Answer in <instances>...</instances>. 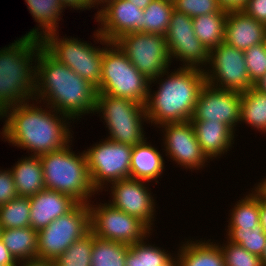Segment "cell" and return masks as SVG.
<instances>
[{
	"instance_id": "1",
	"label": "cell",
	"mask_w": 266,
	"mask_h": 266,
	"mask_svg": "<svg viewBox=\"0 0 266 266\" xmlns=\"http://www.w3.org/2000/svg\"><path fill=\"white\" fill-rule=\"evenodd\" d=\"M34 101L9 107L0 115V120L5 121L0 133L4 141L27 149L32 156L59 150L73 141L71 119L46 104V108H42L43 104Z\"/></svg>"
},
{
	"instance_id": "2",
	"label": "cell",
	"mask_w": 266,
	"mask_h": 266,
	"mask_svg": "<svg viewBox=\"0 0 266 266\" xmlns=\"http://www.w3.org/2000/svg\"><path fill=\"white\" fill-rule=\"evenodd\" d=\"M97 94L95 85L41 49L36 61V102L46 103L74 121L95 113Z\"/></svg>"
},
{
	"instance_id": "3",
	"label": "cell",
	"mask_w": 266,
	"mask_h": 266,
	"mask_svg": "<svg viewBox=\"0 0 266 266\" xmlns=\"http://www.w3.org/2000/svg\"><path fill=\"white\" fill-rule=\"evenodd\" d=\"M169 70L150 81V85L157 83L159 86L156 91L149 88L145 111L149 124L151 122L156 128L191 120L200 91L206 84L201 69L179 67L172 72Z\"/></svg>"
},
{
	"instance_id": "4",
	"label": "cell",
	"mask_w": 266,
	"mask_h": 266,
	"mask_svg": "<svg viewBox=\"0 0 266 266\" xmlns=\"http://www.w3.org/2000/svg\"><path fill=\"white\" fill-rule=\"evenodd\" d=\"M42 48L41 40L24 35L0 50V115L34 100L36 61Z\"/></svg>"
},
{
	"instance_id": "5",
	"label": "cell",
	"mask_w": 266,
	"mask_h": 266,
	"mask_svg": "<svg viewBox=\"0 0 266 266\" xmlns=\"http://www.w3.org/2000/svg\"><path fill=\"white\" fill-rule=\"evenodd\" d=\"M71 145L72 141L59 150L39 156L44 186L69 195L78 203L88 204L98 192L91 181L85 152L76 154Z\"/></svg>"
},
{
	"instance_id": "6",
	"label": "cell",
	"mask_w": 266,
	"mask_h": 266,
	"mask_svg": "<svg viewBox=\"0 0 266 266\" xmlns=\"http://www.w3.org/2000/svg\"><path fill=\"white\" fill-rule=\"evenodd\" d=\"M93 35L97 43L105 47L92 46L94 44L75 37L59 38V31L47 34L41 41L43 48L58 62L98 87L102 77L103 52L111 42L104 39L97 29Z\"/></svg>"
},
{
	"instance_id": "7",
	"label": "cell",
	"mask_w": 266,
	"mask_h": 266,
	"mask_svg": "<svg viewBox=\"0 0 266 266\" xmlns=\"http://www.w3.org/2000/svg\"><path fill=\"white\" fill-rule=\"evenodd\" d=\"M150 87V80L134 67L114 42L104 49L98 94L127 98L145 105Z\"/></svg>"
},
{
	"instance_id": "8",
	"label": "cell",
	"mask_w": 266,
	"mask_h": 266,
	"mask_svg": "<svg viewBox=\"0 0 266 266\" xmlns=\"http://www.w3.org/2000/svg\"><path fill=\"white\" fill-rule=\"evenodd\" d=\"M95 112L106 124L107 139L135 146L147 138L143 127L144 122L148 123L145 105L127 98L97 94Z\"/></svg>"
},
{
	"instance_id": "9",
	"label": "cell",
	"mask_w": 266,
	"mask_h": 266,
	"mask_svg": "<svg viewBox=\"0 0 266 266\" xmlns=\"http://www.w3.org/2000/svg\"><path fill=\"white\" fill-rule=\"evenodd\" d=\"M89 231V206L78 203L70 212L38 231L37 258L54 261Z\"/></svg>"
},
{
	"instance_id": "10",
	"label": "cell",
	"mask_w": 266,
	"mask_h": 266,
	"mask_svg": "<svg viewBox=\"0 0 266 266\" xmlns=\"http://www.w3.org/2000/svg\"><path fill=\"white\" fill-rule=\"evenodd\" d=\"M94 144L84 152L93 187L98 193L103 189L108 191V185L113 182L130 178L133 146L116 143L106 137Z\"/></svg>"
},
{
	"instance_id": "11",
	"label": "cell",
	"mask_w": 266,
	"mask_h": 266,
	"mask_svg": "<svg viewBox=\"0 0 266 266\" xmlns=\"http://www.w3.org/2000/svg\"><path fill=\"white\" fill-rule=\"evenodd\" d=\"M91 202L88 203L90 231L94 236L130 246L146 240L153 233L140 219L116 209L109 202L95 205L94 201Z\"/></svg>"
},
{
	"instance_id": "12",
	"label": "cell",
	"mask_w": 266,
	"mask_h": 266,
	"mask_svg": "<svg viewBox=\"0 0 266 266\" xmlns=\"http://www.w3.org/2000/svg\"><path fill=\"white\" fill-rule=\"evenodd\" d=\"M114 43L150 81L171 68L166 38L162 34L132 32L122 35Z\"/></svg>"
},
{
	"instance_id": "13",
	"label": "cell",
	"mask_w": 266,
	"mask_h": 266,
	"mask_svg": "<svg viewBox=\"0 0 266 266\" xmlns=\"http://www.w3.org/2000/svg\"><path fill=\"white\" fill-rule=\"evenodd\" d=\"M203 72L206 83L215 88L243 93L254 86L247 72L244 51L224 41L209 51L208 65Z\"/></svg>"
},
{
	"instance_id": "14",
	"label": "cell",
	"mask_w": 266,
	"mask_h": 266,
	"mask_svg": "<svg viewBox=\"0 0 266 266\" xmlns=\"http://www.w3.org/2000/svg\"><path fill=\"white\" fill-rule=\"evenodd\" d=\"M165 38L171 62L174 59L182 62L180 67L206 69L209 51L195 35L191 17L173 10Z\"/></svg>"
},
{
	"instance_id": "15",
	"label": "cell",
	"mask_w": 266,
	"mask_h": 266,
	"mask_svg": "<svg viewBox=\"0 0 266 266\" xmlns=\"http://www.w3.org/2000/svg\"><path fill=\"white\" fill-rule=\"evenodd\" d=\"M163 133L162 152L185 169L200 170L210 163V159L197 141L192 122L166 123L158 127ZM209 160V161H208ZM207 163V164H206Z\"/></svg>"
},
{
	"instance_id": "16",
	"label": "cell",
	"mask_w": 266,
	"mask_h": 266,
	"mask_svg": "<svg viewBox=\"0 0 266 266\" xmlns=\"http://www.w3.org/2000/svg\"><path fill=\"white\" fill-rule=\"evenodd\" d=\"M149 182L125 178L113 182L110 187V199L108 202L116 209L137 217L144 222L152 231L156 209V200L151 193Z\"/></svg>"
},
{
	"instance_id": "17",
	"label": "cell",
	"mask_w": 266,
	"mask_h": 266,
	"mask_svg": "<svg viewBox=\"0 0 266 266\" xmlns=\"http://www.w3.org/2000/svg\"><path fill=\"white\" fill-rule=\"evenodd\" d=\"M241 93L215 88L206 83L198 96L190 121H213L228 125L234 132L240 123Z\"/></svg>"
},
{
	"instance_id": "18",
	"label": "cell",
	"mask_w": 266,
	"mask_h": 266,
	"mask_svg": "<svg viewBox=\"0 0 266 266\" xmlns=\"http://www.w3.org/2000/svg\"><path fill=\"white\" fill-rule=\"evenodd\" d=\"M95 20L100 27L99 34L114 42L124 34L143 31V10L126 0H113L97 11Z\"/></svg>"
},
{
	"instance_id": "19",
	"label": "cell",
	"mask_w": 266,
	"mask_h": 266,
	"mask_svg": "<svg viewBox=\"0 0 266 266\" xmlns=\"http://www.w3.org/2000/svg\"><path fill=\"white\" fill-rule=\"evenodd\" d=\"M30 226L39 231L53 220L70 212L78 202L69 195L44 189L29 197Z\"/></svg>"
},
{
	"instance_id": "20",
	"label": "cell",
	"mask_w": 266,
	"mask_h": 266,
	"mask_svg": "<svg viewBox=\"0 0 266 266\" xmlns=\"http://www.w3.org/2000/svg\"><path fill=\"white\" fill-rule=\"evenodd\" d=\"M266 38V25L248 16L243 10L227 12L224 42L245 51Z\"/></svg>"
},
{
	"instance_id": "21",
	"label": "cell",
	"mask_w": 266,
	"mask_h": 266,
	"mask_svg": "<svg viewBox=\"0 0 266 266\" xmlns=\"http://www.w3.org/2000/svg\"><path fill=\"white\" fill-rule=\"evenodd\" d=\"M191 122L201 149L211 161L231 150L236 133L228 125L204 120Z\"/></svg>"
},
{
	"instance_id": "22",
	"label": "cell",
	"mask_w": 266,
	"mask_h": 266,
	"mask_svg": "<svg viewBox=\"0 0 266 266\" xmlns=\"http://www.w3.org/2000/svg\"><path fill=\"white\" fill-rule=\"evenodd\" d=\"M158 149L152 146L147 138L133 146L131 153L130 178L146 181L158 182V177L165 170V160Z\"/></svg>"
},
{
	"instance_id": "23",
	"label": "cell",
	"mask_w": 266,
	"mask_h": 266,
	"mask_svg": "<svg viewBox=\"0 0 266 266\" xmlns=\"http://www.w3.org/2000/svg\"><path fill=\"white\" fill-rule=\"evenodd\" d=\"M177 251L181 266H225L222 251L217 243L211 239H185Z\"/></svg>"
},
{
	"instance_id": "24",
	"label": "cell",
	"mask_w": 266,
	"mask_h": 266,
	"mask_svg": "<svg viewBox=\"0 0 266 266\" xmlns=\"http://www.w3.org/2000/svg\"><path fill=\"white\" fill-rule=\"evenodd\" d=\"M18 197H31L45 189L39 156H26L10 168Z\"/></svg>"
},
{
	"instance_id": "25",
	"label": "cell",
	"mask_w": 266,
	"mask_h": 266,
	"mask_svg": "<svg viewBox=\"0 0 266 266\" xmlns=\"http://www.w3.org/2000/svg\"><path fill=\"white\" fill-rule=\"evenodd\" d=\"M27 8L37 22L25 36L42 40L47 34L57 32L59 22L65 7L60 0H25ZM40 30V31H39Z\"/></svg>"
},
{
	"instance_id": "26",
	"label": "cell",
	"mask_w": 266,
	"mask_h": 266,
	"mask_svg": "<svg viewBox=\"0 0 266 266\" xmlns=\"http://www.w3.org/2000/svg\"><path fill=\"white\" fill-rule=\"evenodd\" d=\"M0 238L17 262L37 258L38 231L31 226L2 229Z\"/></svg>"
},
{
	"instance_id": "27",
	"label": "cell",
	"mask_w": 266,
	"mask_h": 266,
	"mask_svg": "<svg viewBox=\"0 0 266 266\" xmlns=\"http://www.w3.org/2000/svg\"><path fill=\"white\" fill-rule=\"evenodd\" d=\"M227 11L220 10L192 18L195 35L208 51L220 45L225 39Z\"/></svg>"
},
{
	"instance_id": "28",
	"label": "cell",
	"mask_w": 266,
	"mask_h": 266,
	"mask_svg": "<svg viewBox=\"0 0 266 266\" xmlns=\"http://www.w3.org/2000/svg\"><path fill=\"white\" fill-rule=\"evenodd\" d=\"M242 123L266 133V93L254 86L241 93L240 124Z\"/></svg>"
},
{
	"instance_id": "29",
	"label": "cell",
	"mask_w": 266,
	"mask_h": 266,
	"mask_svg": "<svg viewBox=\"0 0 266 266\" xmlns=\"http://www.w3.org/2000/svg\"><path fill=\"white\" fill-rule=\"evenodd\" d=\"M228 216L227 229H254L260 225V197L251 190L240 197Z\"/></svg>"
},
{
	"instance_id": "30",
	"label": "cell",
	"mask_w": 266,
	"mask_h": 266,
	"mask_svg": "<svg viewBox=\"0 0 266 266\" xmlns=\"http://www.w3.org/2000/svg\"><path fill=\"white\" fill-rule=\"evenodd\" d=\"M129 245L94 236L91 266H125Z\"/></svg>"
},
{
	"instance_id": "31",
	"label": "cell",
	"mask_w": 266,
	"mask_h": 266,
	"mask_svg": "<svg viewBox=\"0 0 266 266\" xmlns=\"http://www.w3.org/2000/svg\"><path fill=\"white\" fill-rule=\"evenodd\" d=\"M174 3L170 0H153L144 10L143 33L166 35Z\"/></svg>"
},
{
	"instance_id": "32",
	"label": "cell",
	"mask_w": 266,
	"mask_h": 266,
	"mask_svg": "<svg viewBox=\"0 0 266 266\" xmlns=\"http://www.w3.org/2000/svg\"><path fill=\"white\" fill-rule=\"evenodd\" d=\"M29 197H17L0 205V225L2 229L25 228L30 226Z\"/></svg>"
},
{
	"instance_id": "33",
	"label": "cell",
	"mask_w": 266,
	"mask_h": 266,
	"mask_svg": "<svg viewBox=\"0 0 266 266\" xmlns=\"http://www.w3.org/2000/svg\"><path fill=\"white\" fill-rule=\"evenodd\" d=\"M94 235L89 231L54 260L55 266H91Z\"/></svg>"
},
{
	"instance_id": "34",
	"label": "cell",
	"mask_w": 266,
	"mask_h": 266,
	"mask_svg": "<svg viewBox=\"0 0 266 266\" xmlns=\"http://www.w3.org/2000/svg\"><path fill=\"white\" fill-rule=\"evenodd\" d=\"M225 235L231 243L239 244L248 252L262 256L266 246V233L261 225L254 229H227Z\"/></svg>"
},
{
	"instance_id": "35",
	"label": "cell",
	"mask_w": 266,
	"mask_h": 266,
	"mask_svg": "<svg viewBox=\"0 0 266 266\" xmlns=\"http://www.w3.org/2000/svg\"><path fill=\"white\" fill-rule=\"evenodd\" d=\"M220 244L225 266H263L260 256L248 252L239 244L231 243L228 240Z\"/></svg>"
},
{
	"instance_id": "36",
	"label": "cell",
	"mask_w": 266,
	"mask_h": 266,
	"mask_svg": "<svg viewBox=\"0 0 266 266\" xmlns=\"http://www.w3.org/2000/svg\"><path fill=\"white\" fill-rule=\"evenodd\" d=\"M244 58L250 81L255 84L266 74V51L264 43L245 50Z\"/></svg>"
},
{
	"instance_id": "37",
	"label": "cell",
	"mask_w": 266,
	"mask_h": 266,
	"mask_svg": "<svg viewBox=\"0 0 266 266\" xmlns=\"http://www.w3.org/2000/svg\"><path fill=\"white\" fill-rule=\"evenodd\" d=\"M173 3L174 10L191 18L222 10L217 0H173Z\"/></svg>"
},
{
	"instance_id": "38",
	"label": "cell",
	"mask_w": 266,
	"mask_h": 266,
	"mask_svg": "<svg viewBox=\"0 0 266 266\" xmlns=\"http://www.w3.org/2000/svg\"><path fill=\"white\" fill-rule=\"evenodd\" d=\"M151 235L146 238V241L142 240L143 264L144 266H163L176 253H170V251L168 252V250L166 251L164 248L156 246V244L146 243Z\"/></svg>"
},
{
	"instance_id": "39",
	"label": "cell",
	"mask_w": 266,
	"mask_h": 266,
	"mask_svg": "<svg viewBox=\"0 0 266 266\" xmlns=\"http://www.w3.org/2000/svg\"><path fill=\"white\" fill-rule=\"evenodd\" d=\"M12 172L9 168L0 169V205L8 203L11 199L17 198Z\"/></svg>"
},
{
	"instance_id": "40",
	"label": "cell",
	"mask_w": 266,
	"mask_h": 266,
	"mask_svg": "<svg viewBox=\"0 0 266 266\" xmlns=\"http://www.w3.org/2000/svg\"><path fill=\"white\" fill-rule=\"evenodd\" d=\"M243 11L248 16L266 25V0H249Z\"/></svg>"
},
{
	"instance_id": "41",
	"label": "cell",
	"mask_w": 266,
	"mask_h": 266,
	"mask_svg": "<svg viewBox=\"0 0 266 266\" xmlns=\"http://www.w3.org/2000/svg\"><path fill=\"white\" fill-rule=\"evenodd\" d=\"M125 266H144L142 241L131 244L126 255Z\"/></svg>"
},
{
	"instance_id": "42",
	"label": "cell",
	"mask_w": 266,
	"mask_h": 266,
	"mask_svg": "<svg viewBox=\"0 0 266 266\" xmlns=\"http://www.w3.org/2000/svg\"><path fill=\"white\" fill-rule=\"evenodd\" d=\"M221 9L229 11L243 10L249 0H217Z\"/></svg>"
},
{
	"instance_id": "43",
	"label": "cell",
	"mask_w": 266,
	"mask_h": 266,
	"mask_svg": "<svg viewBox=\"0 0 266 266\" xmlns=\"http://www.w3.org/2000/svg\"><path fill=\"white\" fill-rule=\"evenodd\" d=\"M0 260L3 266H17L18 262L13 258L0 238Z\"/></svg>"
},
{
	"instance_id": "44",
	"label": "cell",
	"mask_w": 266,
	"mask_h": 266,
	"mask_svg": "<svg viewBox=\"0 0 266 266\" xmlns=\"http://www.w3.org/2000/svg\"><path fill=\"white\" fill-rule=\"evenodd\" d=\"M62 5L67 9L68 7L73 8L75 10L84 11L90 10L89 8V0H60ZM68 6V7H67Z\"/></svg>"
},
{
	"instance_id": "45",
	"label": "cell",
	"mask_w": 266,
	"mask_h": 266,
	"mask_svg": "<svg viewBox=\"0 0 266 266\" xmlns=\"http://www.w3.org/2000/svg\"><path fill=\"white\" fill-rule=\"evenodd\" d=\"M17 266H55V263L52 260L33 258L19 261Z\"/></svg>"
},
{
	"instance_id": "46",
	"label": "cell",
	"mask_w": 266,
	"mask_h": 266,
	"mask_svg": "<svg viewBox=\"0 0 266 266\" xmlns=\"http://www.w3.org/2000/svg\"><path fill=\"white\" fill-rule=\"evenodd\" d=\"M266 177V176H265ZM263 178L262 180L260 179V182L255 184L251 188L260 198L266 200V178Z\"/></svg>"
},
{
	"instance_id": "47",
	"label": "cell",
	"mask_w": 266,
	"mask_h": 266,
	"mask_svg": "<svg viewBox=\"0 0 266 266\" xmlns=\"http://www.w3.org/2000/svg\"><path fill=\"white\" fill-rule=\"evenodd\" d=\"M260 225L266 233V200L260 198Z\"/></svg>"
},
{
	"instance_id": "48",
	"label": "cell",
	"mask_w": 266,
	"mask_h": 266,
	"mask_svg": "<svg viewBox=\"0 0 266 266\" xmlns=\"http://www.w3.org/2000/svg\"><path fill=\"white\" fill-rule=\"evenodd\" d=\"M135 4L141 10H144L153 0H126Z\"/></svg>"
},
{
	"instance_id": "49",
	"label": "cell",
	"mask_w": 266,
	"mask_h": 266,
	"mask_svg": "<svg viewBox=\"0 0 266 266\" xmlns=\"http://www.w3.org/2000/svg\"><path fill=\"white\" fill-rule=\"evenodd\" d=\"M113 0H89V8H93L96 6V8H98V6L100 5L101 8H103L107 3L111 2Z\"/></svg>"
},
{
	"instance_id": "50",
	"label": "cell",
	"mask_w": 266,
	"mask_h": 266,
	"mask_svg": "<svg viewBox=\"0 0 266 266\" xmlns=\"http://www.w3.org/2000/svg\"><path fill=\"white\" fill-rule=\"evenodd\" d=\"M254 87L259 91L266 93V74L254 84Z\"/></svg>"
},
{
	"instance_id": "51",
	"label": "cell",
	"mask_w": 266,
	"mask_h": 266,
	"mask_svg": "<svg viewBox=\"0 0 266 266\" xmlns=\"http://www.w3.org/2000/svg\"><path fill=\"white\" fill-rule=\"evenodd\" d=\"M163 266H181L177 255H174L165 265Z\"/></svg>"
},
{
	"instance_id": "52",
	"label": "cell",
	"mask_w": 266,
	"mask_h": 266,
	"mask_svg": "<svg viewBox=\"0 0 266 266\" xmlns=\"http://www.w3.org/2000/svg\"><path fill=\"white\" fill-rule=\"evenodd\" d=\"M261 259H262L263 266H266V246L264 248V251H263V254L261 256Z\"/></svg>"
},
{
	"instance_id": "53",
	"label": "cell",
	"mask_w": 266,
	"mask_h": 266,
	"mask_svg": "<svg viewBox=\"0 0 266 266\" xmlns=\"http://www.w3.org/2000/svg\"><path fill=\"white\" fill-rule=\"evenodd\" d=\"M263 43H264V48H265V51H266V38H265V41Z\"/></svg>"
}]
</instances>
